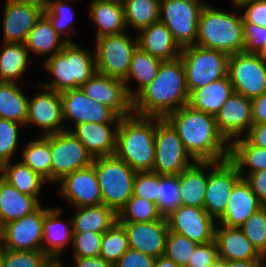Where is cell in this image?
I'll return each mask as SVG.
<instances>
[{
    "label": "cell",
    "instance_id": "obj_1",
    "mask_svg": "<svg viewBox=\"0 0 266 267\" xmlns=\"http://www.w3.org/2000/svg\"><path fill=\"white\" fill-rule=\"evenodd\" d=\"M165 118L176 129L184 148L195 161L229 159L230 143L219 131L214 115L186 105Z\"/></svg>",
    "mask_w": 266,
    "mask_h": 267
},
{
    "label": "cell",
    "instance_id": "obj_2",
    "mask_svg": "<svg viewBox=\"0 0 266 267\" xmlns=\"http://www.w3.org/2000/svg\"><path fill=\"white\" fill-rule=\"evenodd\" d=\"M189 90L181 57L162 61L156 77L133 98V114L165 118L186 106Z\"/></svg>",
    "mask_w": 266,
    "mask_h": 267
},
{
    "label": "cell",
    "instance_id": "obj_3",
    "mask_svg": "<svg viewBox=\"0 0 266 267\" xmlns=\"http://www.w3.org/2000/svg\"><path fill=\"white\" fill-rule=\"evenodd\" d=\"M114 155L136 172H152L155 162V117L131 114L121 118Z\"/></svg>",
    "mask_w": 266,
    "mask_h": 267
},
{
    "label": "cell",
    "instance_id": "obj_4",
    "mask_svg": "<svg viewBox=\"0 0 266 267\" xmlns=\"http://www.w3.org/2000/svg\"><path fill=\"white\" fill-rule=\"evenodd\" d=\"M233 7L238 13L222 11L206 2L199 16L195 45L229 55L244 52L243 15L236 3Z\"/></svg>",
    "mask_w": 266,
    "mask_h": 267
},
{
    "label": "cell",
    "instance_id": "obj_5",
    "mask_svg": "<svg viewBox=\"0 0 266 267\" xmlns=\"http://www.w3.org/2000/svg\"><path fill=\"white\" fill-rule=\"evenodd\" d=\"M44 68L52 79L40 85L60 93L77 89L97 72L95 51L67 43L60 52L46 58Z\"/></svg>",
    "mask_w": 266,
    "mask_h": 267
},
{
    "label": "cell",
    "instance_id": "obj_6",
    "mask_svg": "<svg viewBox=\"0 0 266 267\" xmlns=\"http://www.w3.org/2000/svg\"><path fill=\"white\" fill-rule=\"evenodd\" d=\"M102 201L116 213L133 194L136 171L115 155L93 158Z\"/></svg>",
    "mask_w": 266,
    "mask_h": 267
},
{
    "label": "cell",
    "instance_id": "obj_7",
    "mask_svg": "<svg viewBox=\"0 0 266 267\" xmlns=\"http://www.w3.org/2000/svg\"><path fill=\"white\" fill-rule=\"evenodd\" d=\"M229 56L225 52L198 45L181 48L180 57L186 72L188 90L194 91L228 76Z\"/></svg>",
    "mask_w": 266,
    "mask_h": 267
},
{
    "label": "cell",
    "instance_id": "obj_8",
    "mask_svg": "<svg viewBox=\"0 0 266 267\" xmlns=\"http://www.w3.org/2000/svg\"><path fill=\"white\" fill-rule=\"evenodd\" d=\"M194 162L172 124L166 118L155 117V162L152 172L179 175Z\"/></svg>",
    "mask_w": 266,
    "mask_h": 267
},
{
    "label": "cell",
    "instance_id": "obj_9",
    "mask_svg": "<svg viewBox=\"0 0 266 267\" xmlns=\"http://www.w3.org/2000/svg\"><path fill=\"white\" fill-rule=\"evenodd\" d=\"M205 5L202 0H161L159 21L168 27L180 48L196 44L199 16Z\"/></svg>",
    "mask_w": 266,
    "mask_h": 267
},
{
    "label": "cell",
    "instance_id": "obj_10",
    "mask_svg": "<svg viewBox=\"0 0 266 267\" xmlns=\"http://www.w3.org/2000/svg\"><path fill=\"white\" fill-rule=\"evenodd\" d=\"M126 32L95 40L97 72L121 80L127 78L132 55L138 47V42L137 37L131 39Z\"/></svg>",
    "mask_w": 266,
    "mask_h": 267
},
{
    "label": "cell",
    "instance_id": "obj_11",
    "mask_svg": "<svg viewBox=\"0 0 266 267\" xmlns=\"http://www.w3.org/2000/svg\"><path fill=\"white\" fill-rule=\"evenodd\" d=\"M51 183L57 184L66 175L88 167L93 157L71 131L50 135Z\"/></svg>",
    "mask_w": 266,
    "mask_h": 267
},
{
    "label": "cell",
    "instance_id": "obj_12",
    "mask_svg": "<svg viewBox=\"0 0 266 267\" xmlns=\"http://www.w3.org/2000/svg\"><path fill=\"white\" fill-rule=\"evenodd\" d=\"M228 77L234 92L253 99L266 92V62L254 53L229 56Z\"/></svg>",
    "mask_w": 266,
    "mask_h": 267
},
{
    "label": "cell",
    "instance_id": "obj_13",
    "mask_svg": "<svg viewBox=\"0 0 266 267\" xmlns=\"http://www.w3.org/2000/svg\"><path fill=\"white\" fill-rule=\"evenodd\" d=\"M46 207L5 224L0 229V246L11 251L42 250L43 225Z\"/></svg>",
    "mask_w": 266,
    "mask_h": 267
},
{
    "label": "cell",
    "instance_id": "obj_14",
    "mask_svg": "<svg viewBox=\"0 0 266 267\" xmlns=\"http://www.w3.org/2000/svg\"><path fill=\"white\" fill-rule=\"evenodd\" d=\"M44 10L45 2L42 0H6L2 17V43H25Z\"/></svg>",
    "mask_w": 266,
    "mask_h": 267
},
{
    "label": "cell",
    "instance_id": "obj_15",
    "mask_svg": "<svg viewBox=\"0 0 266 267\" xmlns=\"http://www.w3.org/2000/svg\"><path fill=\"white\" fill-rule=\"evenodd\" d=\"M208 181L203 208L217 221L225 212L234 185L242 178L229 160L209 161Z\"/></svg>",
    "mask_w": 266,
    "mask_h": 267
},
{
    "label": "cell",
    "instance_id": "obj_16",
    "mask_svg": "<svg viewBox=\"0 0 266 267\" xmlns=\"http://www.w3.org/2000/svg\"><path fill=\"white\" fill-rule=\"evenodd\" d=\"M39 92L28 100V114L25 125H35L42 129L41 136L56 134L67 130L64 125L63 105L60 92L48 89L42 85Z\"/></svg>",
    "mask_w": 266,
    "mask_h": 267
},
{
    "label": "cell",
    "instance_id": "obj_17",
    "mask_svg": "<svg viewBox=\"0 0 266 267\" xmlns=\"http://www.w3.org/2000/svg\"><path fill=\"white\" fill-rule=\"evenodd\" d=\"M214 219L204 208L183 205L166 217L169 231L186 236L197 244L215 241L217 221Z\"/></svg>",
    "mask_w": 266,
    "mask_h": 267
},
{
    "label": "cell",
    "instance_id": "obj_18",
    "mask_svg": "<svg viewBox=\"0 0 266 267\" xmlns=\"http://www.w3.org/2000/svg\"><path fill=\"white\" fill-rule=\"evenodd\" d=\"M63 105L64 121L71 126L81 123H119V117L111 108L98 103L80 89H69L60 93Z\"/></svg>",
    "mask_w": 266,
    "mask_h": 267
},
{
    "label": "cell",
    "instance_id": "obj_19",
    "mask_svg": "<svg viewBox=\"0 0 266 267\" xmlns=\"http://www.w3.org/2000/svg\"><path fill=\"white\" fill-rule=\"evenodd\" d=\"M79 88L90 99L111 108L121 118L133 114V99L124 80L96 72Z\"/></svg>",
    "mask_w": 266,
    "mask_h": 267
},
{
    "label": "cell",
    "instance_id": "obj_20",
    "mask_svg": "<svg viewBox=\"0 0 266 267\" xmlns=\"http://www.w3.org/2000/svg\"><path fill=\"white\" fill-rule=\"evenodd\" d=\"M59 193L73 207L103 204L98 176L93 164L66 175L58 182Z\"/></svg>",
    "mask_w": 266,
    "mask_h": 267
},
{
    "label": "cell",
    "instance_id": "obj_21",
    "mask_svg": "<svg viewBox=\"0 0 266 267\" xmlns=\"http://www.w3.org/2000/svg\"><path fill=\"white\" fill-rule=\"evenodd\" d=\"M214 118L219 131L229 143L245 137L253 125L251 99L234 92Z\"/></svg>",
    "mask_w": 266,
    "mask_h": 267
},
{
    "label": "cell",
    "instance_id": "obj_22",
    "mask_svg": "<svg viewBox=\"0 0 266 267\" xmlns=\"http://www.w3.org/2000/svg\"><path fill=\"white\" fill-rule=\"evenodd\" d=\"M126 231L129 249L153 258L163 256L169 232L166 218L152 222H119Z\"/></svg>",
    "mask_w": 266,
    "mask_h": 267
},
{
    "label": "cell",
    "instance_id": "obj_23",
    "mask_svg": "<svg viewBox=\"0 0 266 267\" xmlns=\"http://www.w3.org/2000/svg\"><path fill=\"white\" fill-rule=\"evenodd\" d=\"M119 123H81L68 127L93 157L112 156L116 149V134Z\"/></svg>",
    "mask_w": 266,
    "mask_h": 267
},
{
    "label": "cell",
    "instance_id": "obj_24",
    "mask_svg": "<svg viewBox=\"0 0 266 267\" xmlns=\"http://www.w3.org/2000/svg\"><path fill=\"white\" fill-rule=\"evenodd\" d=\"M215 242L218 247L219 260H266L239 227L217 224Z\"/></svg>",
    "mask_w": 266,
    "mask_h": 267
},
{
    "label": "cell",
    "instance_id": "obj_25",
    "mask_svg": "<svg viewBox=\"0 0 266 267\" xmlns=\"http://www.w3.org/2000/svg\"><path fill=\"white\" fill-rule=\"evenodd\" d=\"M262 206L250 184L245 178H241L234 185L226 210L217 220V224L227 227H240Z\"/></svg>",
    "mask_w": 266,
    "mask_h": 267
},
{
    "label": "cell",
    "instance_id": "obj_26",
    "mask_svg": "<svg viewBox=\"0 0 266 267\" xmlns=\"http://www.w3.org/2000/svg\"><path fill=\"white\" fill-rule=\"evenodd\" d=\"M138 47L162 61L180 57L181 48L172 37L171 31L162 22H156L138 31Z\"/></svg>",
    "mask_w": 266,
    "mask_h": 267
},
{
    "label": "cell",
    "instance_id": "obj_27",
    "mask_svg": "<svg viewBox=\"0 0 266 267\" xmlns=\"http://www.w3.org/2000/svg\"><path fill=\"white\" fill-rule=\"evenodd\" d=\"M62 209L46 207L44 216L42 251L51 258H60L66 245L72 243L73 226L72 220L67 224L59 218ZM69 225V226H68Z\"/></svg>",
    "mask_w": 266,
    "mask_h": 267
},
{
    "label": "cell",
    "instance_id": "obj_28",
    "mask_svg": "<svg viewBox=\"0 0 266 267\" xmlns=\"http://www.w3.org/2000/svg\"><path fill=\"white\" fill-rule=\"evenodd\" d=\"M207 170L209 161H195L178 175L181 205L203 208L208 181Z\"/></svg>",
    "mask_w": 266,
    "mask_h": 267
},
{
    "label": "cell",
    "instance_id": "obj_29",
    "mask_svg": "<svg viewBox=\"0 0 266 267\" xmlns=\"http://www.w3.org/2000/svg\"><path fill=\"white\" fill-rule=\"evenodd\" d=\"M41 203L21 193L0 176V229L7 223L34 212Z\"/></svg>",
    "mask_w": 266,
    "mask_h": 267
},
{
    "label": "cell",
    "instance_id": "obj_30",
    "mask_svg": "<svg viewBox=\"0 0 266 267\" xmlns=\"http://www.w3.org/2000/svg\"><path fill=\"white\" fill-rule=\"evenodd\" d=\"M233 93V85L226 76L194 91H189L187 105L194 110L215 116Z\"/></svg>",
    "mask_w": 266,
    "mask_h": 267
},
{
    "label": "cell",
    "instance_id": "obj_31",
    "mask_svg": "<svg viewBox=\"0 0 266 267\" xmlns=\"http://www.w3.org/2000/svg\"><path fill=\"white\" fill-rule=\"evenodd\" d=\"M91 21L97 27L96 39L125 32L124 6L107 0H91L88 6Z\"/></svg>",
    "mask_w": 266,
    "mask_h": 267
},
{
    "label": "cell",
    "instance_id": "obj_32",
    "mask_svg": "<svg viewBox=\"0 0 266 267\" xmlns=\"http://www.w3.org/2000/svg\"><path fill=\"white\" fill-rule=\"evenodd\" d=\"M66 38L63 39L53 28L50 20L43 14L30 30L25 42L30 54L35 56H45L47 58L60 52L67 44Z\"/></svg>",
    "mask_w": 266,
    "mask_h": 267
},
{
    "label": "cell",
    "instance_id": "obj_33",
    "mask_svg": "<svg viewBox=\"0 0 266 267\" xmlns=\"http://www.w3.org/2000/svg\"><path fill=\"white\" fill-rule=\"evenodd\" d=\"M72 220L73 232H106L116 221L117 213L104 204L75 208Z\"/></svg>",
    "mask_w": 266,
    "mask_h": 267
},
{
    "label": "cell",
    "instance_id": "obj_34",
    "mask_svg": "<svg viewBox=\"0 0 266 267\" xmlns=\"http://www.w3.org/2000/svg\"><path fill=\"white\" fill-rule=\"evenodd\" d=\"M3 47V48H2ZM0 48V82L18 83L29 70L30 53L25 43H5Z\"/></svg>",
    "mask_w": 266,
    "mask_h": 267
},
{
    "label": "cell",
    "instance_id": "obj_35",
    "mask_svg": "<svg viewBox=\"0 0 266 267\" xmlns=\"http://www.w3.org/2000/svg\"><path fill=\"white\" fill-rule=\"evenodd\" d=\"M0 176L21 193L35 197L38 201L42 185L47 182L41 175L21 161L14 164L11 161L2 164L0 166Z\"/></svg>",
    "mask_w": 266,
    "mask_h": 267
},
{
    "label": "cell",
    "instance_id": "obj_36",
    "mask_svg": "<svg viewBox=\"0 0 266 267\" xmlns=\"http://www.w3.org/2000/svg\"><path fill=\"white\" fill-rule=\"evenodd\" d=\"M229 160L242 177L246 167H249L247 175L266 169V149L252 144L246 137H240L230 143Z\"/></svg>",
    "mask_w": 266,
    "mask_h": 267
},
{
    "label": "cell",
    "instance_id": "obj_37",
    "mask_svg": "<svg viewBox=\"0 0 266 267\" xmlns=\"http://www.w3.org/2000/svg\"><path fill=\"white\" fill-rule=\"evenodd\" d=\"M161 63L162 60L151 56L139 47L136 48L132 55L128 76L124 80L127 92L132 99L156 77ZM131 80L137 83L134 91L129 86Z\"/></svg>",
    "mask_w": 266,
    "mask_h": 267
},
{
    "label": "cell",
    "instance_id": "obj_38",
    "mask_svg": "<svg viewBox=\"0 0 266 267\" xmlns=\"http://www.w3.org/2000/svg\"><path fill=\"white\" fill-rule=\"evenodd\" d=\"M18 85L0 82V119L12 120L25 126L29 99Z\"/></svg>",
    "mask_w": 266,
    "mask_h": 267
},
{
    "label": "cell",
    "instance_id": "obj_39",
    "mask_svg": "<svg viewBox=\"0 0 266 267\" xmlns=\"http://www.w3.org/2000/svg\"><path fill=\"white\" fill-rule=\"evenodd\" d=\"M21 162L51 182V146L50 135L38 136L36 140L23 143Z\"/></svg>",
    "mask_w": 266,
    "mask_h": 267
},
{
    "label": "cell",
    "instance_id": "obj_40",
    "mask_svg": "<svg viewBox=\"0 0 266 267\" xmlns=\"http://www.w3.org/2000/svg\"><path fill=\"white\" fill-rule=\"evenodd\" d=\"M161 0H129L124 6L126 27L138 32L159 22Z\"/></svg>",
    "mask_w": 266,
    "mask_h": 267
},
{
    "label": "cell",
    "instance_id": "obj_41",
    "mask_svg": "<svg viewBox=\"0 0 266 267\" xmlns=\"http://www.w3.org/2000/svg\"><path fill=\"white\" fill-rule=\"evenodd\" d=\"M44 2V15L50 20L53 28L60 36H65L68 43H74L70 38L71 32H74L72 27L74 9L69 5L72 0H45Z\"/></svg>",
    "mask_w": 266,
    "mask_h": 267
},
{
    "label": "cell",
    "instance_id": "obj_42",
    "mask_svg": "<svg viewBox=\"0 0 266 267\" xmlns=\"http://www.w3.org/2000/svg\"><path fill=\"white\" fill-rule=\"evenodd\" d=\"M162 218L156 203L133 195L117 213L118 222H152Z\"/></svg>",
    "mask_w": 266,
    "mask_h": 267
},
{
    "label": "cell",
    "instance_id": "obj_43",
    "mask_svg": "<svg viewBox=\"0 0 266 267\" xmlns=\"http://www.w3.org/2000/svg\"><path fill=\"white\" fill-rule=\"evenodd\" d=\"M129 249L124 227L116 221L103 233L99 256L105 261L116 264Z\"/></svg>",
    "mask_w": 266,
    "mask_h": 267
},
{
    "label": "cell",
    "instance_id": "obj_44",
    "mask_svg": "<svg viewBox=\"0 0 266 267\" xmlns=\"http://www.w3.org/2000/svg\"><path fill=\"white\" fill-rule=\"evenodd\" d=\"M179 206L181 199L179 195L178 175H160L157 207L163 218L168 217Z\"/></svg>",
    "mask_w": 266,
    "mask_h": 267
},
{
    "label": "cell",
    "instance_id": "obj_45",
    "mask_svg": "<svg viewBox=\"0 0 266 267\" xmlns=\"http://www.w3.org/2000/svg\"><path fill=\"white\" fill-rule=\"evenodd\" d=\"M239 228L258 252L266 258V206L254 212Z\"/></svg>",
    "mask_w": 266,
    "mask_h": 267
},
{
    "label": "cell",
    "instance_id": "obj_46",
    "mask_svg": "<svg viewBox=\"0 0 266 267\" xmlns=\"http://www.w3.org/2000/svg\"><path fill=\"white\" fill-rule=\"evenodd\" d=\"M198 245L186 236L169 231L164 256L173 260L179 267H186Z\"/></svg>",
    "mask_w": 266,
    "mask_h": 267
},
{
    "label": "cell",
    "instance_id": "obj_47",
    "mask_svg": "<svg viewBox=\"0 0 266 267\" xmlns=\"http://www.w3.org/2000/svg\"><path fill=\"white\" fill-rule=\"evenodd\" d=\"M24 125L6 119H0V166L10 162L17 149L19 127Z\"/></svg>",
    "mask_w": 266,
    "mask_h": 267
},
{
    "label": "cell",
    "instance_id": "obj_48",
    "mask_svg": "<svg viewBox=\"0 0 266 267\" xmlns=\"http://www.w3.org/2000/svg\"><path fill=\"white\" fill-rule=\"evenodd\" d=\"M103 234L93 231L73 232L72 258L98 257Z\"/></svg>",
    "mask_w": 266,
    "mask_h": 267
},
{
    "label": "cell",
    "instance_id": "obj_49",
    "mask_svg": "<svg viewBox=\"0 0 266 267\" xmlns=\"http://www.w3.org/2000/svg\"><path fill=\"white\" fill-rule=\"evenodd\" d=\"M159 174L155 172H136L133 184V196L144 198L157 205Z\"/></svg>",
    "mask_w": 266,
    "mask_h": 267
},
{
    "label": "cell",
    "instance_id": "obj_50",
    "mask_svg": "<svg viewBox=\"0 0 266 267\" xmlns=\"http://www.w3.org/2000/svg\"><path fill=\"white\" fill-rule=\"evenodd\" d=\"M48 256L42 250L11 251L4 249L3 267H39Z\"/></svg>",
    "mask_w": 266,
    "mask_h": 267
},
{
    "label": "cell",
    "instance_id": "obj_51",
    "mask_svg": "<svg viewBox=\"0 0 266 267\" xmlns=\"http://www.w3.org/2000/svg\"><path fill=\"white\" fill-rule=\"evenodd\" d=\"M244 52L256 54L265 43L266 27L250 23L243 18Z\"/></svg>",
    "mask_w": 266,
    "mask_h": 267
},
{
    "label": "cell",
    "instance_id": "obj_52",
    "mask_svg": "<svg viewBox=\"0 0 266 267\" xmlns=\"http://www.w3.org/2000/svg\"><path fill=\"white\" fill-rule=\"evenodd\" d=\"M237 5L246 21L266 27V0H241Z\"/></svg>",
    "mask_w": 266,
    "mask_h": 267
},
{
    "label": "cell",
    "instance_id": "obj_53",
    "mask_svg": "<svg viewBox=\"0 0 266 267\" xmlns=\"http://www.w3.org/2000/svg\"><path fill=\"white\" fill-rule=\"evenodd\" d=\"M219 260L218 247L215 241L199 244L186 267H209Z\"/></svg>",
    "mask_w": 266,
    "mask_h": 267
},
{
    "label": "cell",
    "instance_id": "obj_54",
    "mask_svg": "<svg viewBox=\"0 0 266 267\" xmlns=\"http://www.w3.org/2000/svg\"><path fill=\"white\" fill-rule=\"evenodd\" d=\"M155 258L132 249L120 258L115 267H154Z\"/></svg>",
    "mask_w": 266,
    "mask_h": 267
},
{
    "label": "cell",
    "instance_id": "obj_55",
    "mask_svg": "<svg viewBox=\"0 0 266 267\" xmlns=\"http://www.w3.org/2000/svg\"><path fill=\"white\" fill-rule=\"evenodd\" d=\"M242 178L250 184L252 191L256 194L259 202L266 206V169L250 173Z\"/></svg>",
    "mask_w": 266,
    "mask_h": 267
},
{
    "label": "cell",
    "instance_id": "obj_56",
    "mask_svg": "<svg viewBox=\"0 0 266 267\" xmlns=\"http://www.w3.org/2000/svg\"><path fill=\"white\" fill-rule=\"evenodd\" d=\"M253 124H266V92L251 99Z\"/></svg>",
    "mask_w": 266,
    "mask_h": 267
},
{
    "label": "cell",
    "instance_id": "obj_57",
    "mask_svg": "<svg viewBox=\"0 0 266 267\" xmlns=\"http://www.w3.org/2000/svg\"><path fill=\"white\" fill-rule=\"evenodd\" d=\"M245 137L252 144L266 149V124H253Z\"/></svg>",
    "mask_w": 266,
    "mask_h": 267
},
{
    "label": "cell",
    "instance_id": "obj_58",
    "mask_svg": "<svg viewBox=\"0 0 266 267\" xmlns=\"http://www.w3.org/2000/svg\"><path fill=\"white\" fill-rule=\"evenodd\" d=\"M74 267H115V264L98 257L73 258Z\"/></svg>",
    "mask_w": 266,
    "mask_h": 267
},
{
    "label": "cell",
    "instance_id": "obj_59",
    "mask_svg": "<svg viewBox=\"0 0 266 267\" xmlns=\"http://www.w3.org/2000/svg\"><path fill=\"white\" fill-rule=\"evenodd\" d=\"M265 260L224 261V267H266Z\"/></svg>",
    "mask_w": 266,
    "mask_h": 267
},
{
    "label": "cell",
    "instance_id": "obj_60",
    "mask_svg": "<svg viewBox=\"0 0 266 267\" xmlns=\"http://www.w3.org/2000/svg\"><path fill=\"white\" fill-rule=\"evenodd\" d=\"M154 267H179L173 260L163 256L155 258Z\"/></svg>",
    "mask_w": 266,
    "mask_h": 267
},
{
    "label": "cell",
    "instance_id": "obj_61",
    "mask_svg": "<svg viewBox=\"0 0 266 267\" xmlns=\"http://www.w3.org/2000/svg\"><path fill=\"white\" fill-rule=\"evenodd\" d=\"M62 258L48 257L39 267H64Z\"/></svg>",
    "mask_w": 266,
    "mask_h": 267
},
{
    "label": "cell",
    "instance_id": "obj_62",
    "mask_svg": "<svg viewBox=\"0 0 266 267\" xmlns=\"http://www.w3.org/2000/svg\"><path fill=\"white\" fill-rule=\"evenodd\" d=\"M266 62V38L263 47L256 53Z\"/></svg>",
    "mask_w": 266,
    "mask_h": 267
},
{
    "label": "cell",
    "instance_id": "obj_63",
    "mask_svg": "<svg viewBox=\"0 0 266 267\" xmlns=\"http://www.w3.org/2000/svg\"><path fill=\"white\" fill-rule=\"evenodd\" d=\"M107 1L113 2L115 4H119L122 6H125L129 2V0H107Z\"/></svg>",
    "mask_w": 266,
    "mask_h": 267
},
{
    "label": "cell",
    "instance_id": "obj_64",
    "mask_svg": "<svg viewBox=\"0 0 266 267\" xmlns=\"http://www.w3.org/2000/svg\"><path fill=\"white\" fill-rule=\"evenodd\" d=\"M4 262V248L0 246V267H3Z\"/></svg>",
    "mask_w": 266,
    "mask_h": 267
},
{
    "label": "cell",
    "instance_id": "obj_65",
    "mask_svg": "<svg viewBox=\"0 0 266 267\" xmlns=\"http://www.w3.org/2000/svg\"><path fill=\"white\" fill-rule=\"evenodd\" d=\"M209 267H224V261L218 260L215 264H213Z\"/></svg>",
    "mask_w": 266,
    "mask_h": 267
},
{
    "label": "cell",
    "instance_id": "obj_66",
    "mask_svg": "<svg viewBox=\"0 0 266 267\" xmlns=\"http://www.w3.org/2000/svg\"><path fill=\"white\" fill-rule=\"evenodd\" d=\"M239 1H241V0H231L232 4L233 3H236L237 4Z\"/></svg>",
    "mask_w": 266,
    "mask_h": 267
}]
</instances>
